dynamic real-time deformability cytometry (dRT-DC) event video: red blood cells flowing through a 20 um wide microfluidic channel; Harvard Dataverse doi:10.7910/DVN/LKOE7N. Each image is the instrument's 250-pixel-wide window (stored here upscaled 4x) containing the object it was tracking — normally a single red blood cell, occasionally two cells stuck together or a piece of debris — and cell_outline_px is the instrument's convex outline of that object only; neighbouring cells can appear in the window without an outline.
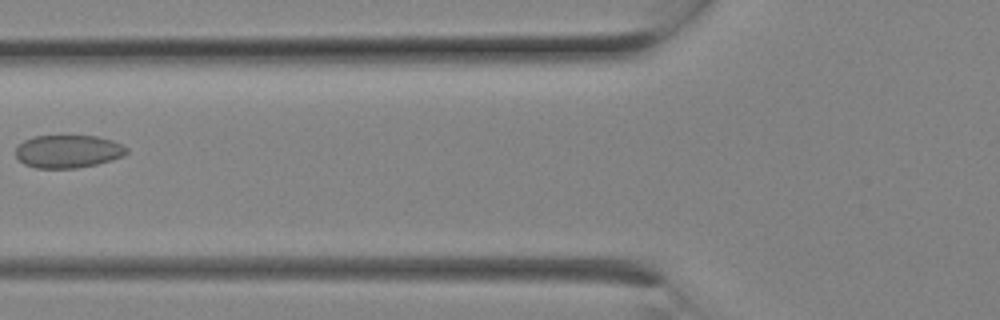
{"species": "Egyptian fruit bat (a non-hibernating species)", "species_latin": "Rousettus aegyptiacus", "temperature_condition": "room temperature", "stored_images_in_passage": 2, "camera_frame_rate_fps": 3000, "um_per_image_px": 0.085, "animal": {"sex": "female"}, "frame": {"image": 1, "passage_image": 2, "time_ms": 0.333, "image_size_px": [1000, 320], "cell_outline_px": [[128, 152], [124, 156], [112, 160], [96, 164], [76, 168], [36, 168], [24, 164], [16, 156], [16, 148], [24, 140], [36, 136], [96, 136], [112, 140], [128, 148]], "centroid_in_image_um": [5.8, 12.87], "position_along_channel_um": 120.0, "area_um2": 21.21}}